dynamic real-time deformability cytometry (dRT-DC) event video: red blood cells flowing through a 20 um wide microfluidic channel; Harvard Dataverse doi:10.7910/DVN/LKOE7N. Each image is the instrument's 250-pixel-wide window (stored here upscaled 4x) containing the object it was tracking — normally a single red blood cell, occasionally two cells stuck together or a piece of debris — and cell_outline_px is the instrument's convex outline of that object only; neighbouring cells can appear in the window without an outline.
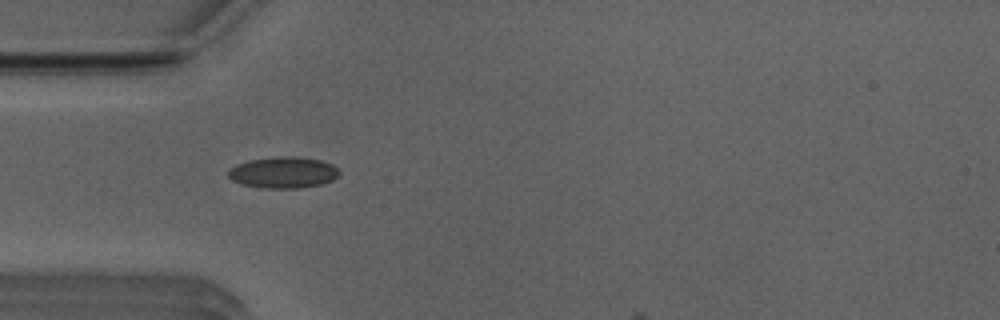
{"species": "Egyptian fruit bat (a non-hibernating species)", "species_latin": "Rousettus aegyptiacus", "temperature_condition": "room temperature", "stored_images_in_passage": 5, "camera_frame_rate_fps": 3000, "um_per_image_px": 0.085, "animal": {"sex": "male"}, "frame": {"image": 1, "passage_image": 1, "time_ms": 0.0, "image_size_px": [1000, 320], "cell_outline_px": [[340, 172], [332, 180], [320, 184], [300, 188], [264, 188], [244, 184], [232, 180], [228, 176], [228, 172], [236, 164], [248, 160], [276, 156], [292, 156], [320, 160], [332, 164]], "centroid_in_image_um": [24.07, 14.65], "position_along_channel_um": 60.9, "area_um2": 20.06}}